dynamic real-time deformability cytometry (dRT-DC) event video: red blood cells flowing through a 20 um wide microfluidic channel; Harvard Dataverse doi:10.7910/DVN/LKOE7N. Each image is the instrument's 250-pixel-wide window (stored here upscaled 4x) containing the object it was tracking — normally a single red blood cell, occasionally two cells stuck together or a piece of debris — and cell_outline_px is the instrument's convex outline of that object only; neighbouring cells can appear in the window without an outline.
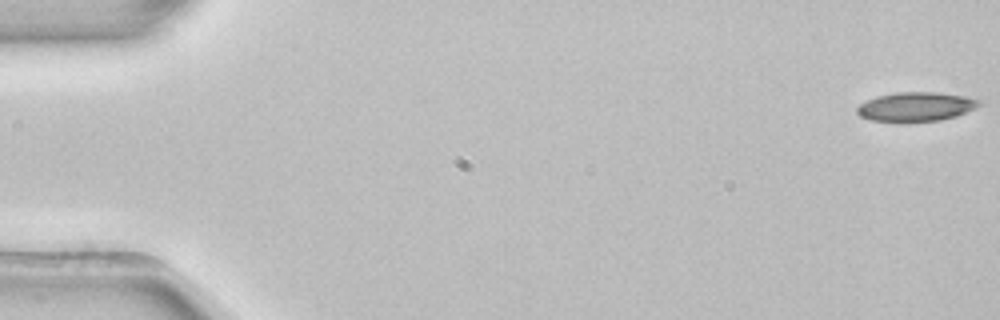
{"species": "common noctule bat (a hibernating species)", "species_latin": "Nyctalus noctula", "temperature_condition": "room temperature", "stored_images_in_passage": 53, "camera_frame_rate_fps": 3000, "um_per_image_px": 0.085, "animal": {"sex": "female", "body_mass_g": 22.7, "forearm_length_mm": 54.2}, "frame": {"image": 1, "passage_image": 1, "time_ms": 0.0, "image_size_px": [1000, 320], "cell_outline_px": [[984, 104], [976, 108], [956, 116], [940, 120], [900, 124], [872, 120], [860, 116], [856, 112], [856, 108], [860, 104], [876, 96], [896, 92], [936, 92], [964, 96], [984, 100]], "centroid_in_image_um": [77.87, 9.09], "position_along_channel_um": 7.1, "area_um2": 21.44}}
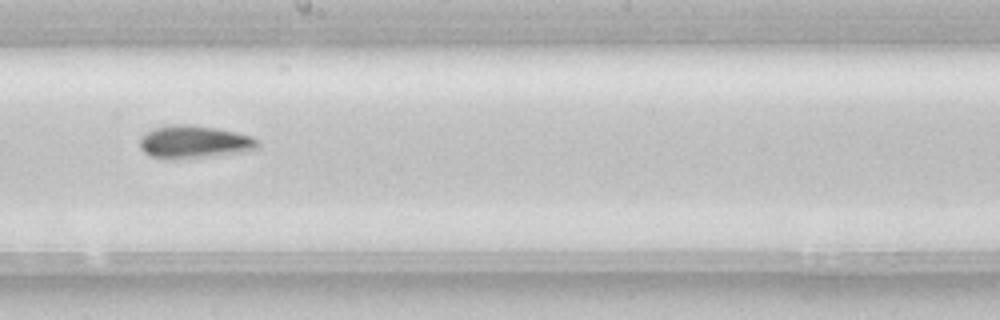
{"frame": {"image": 2, "passage_image": 30, "time_ms": 9.667, "image_size_px": [1000, 320], "cell_outline_px": [[260, 144], [256, 148], [244, 152], [172, 160], [164, 160], [152, 156], [144, 152], [140, 148], [140, 136], [156, 128], [172, 124], [192, 124], [216, 128], [252, 136]], "centroid_in_image_um": [16.47, 12.07], "position_along_channel_um": 231.7, "area_um2": 22.54}}
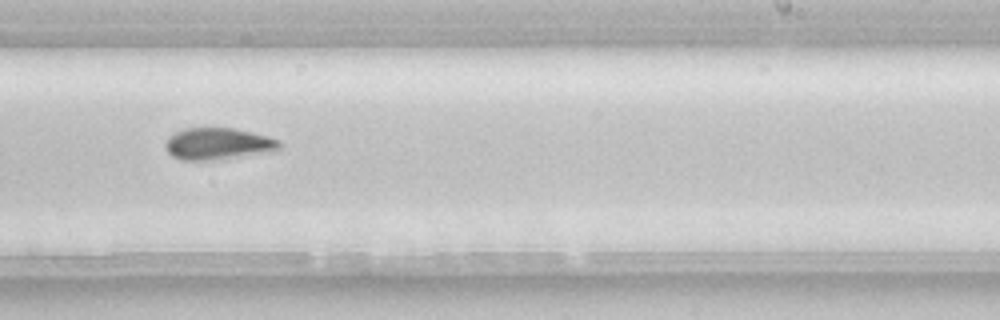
{"frame": {"image": 3, "passage_image": 33, "time_ms": 10.667, "image_size_px": [1000, 320], "cell_outline_px": [[280, 148], [272, 152], [212, 160], [184, 160], [172, 156], [164, 148], [164, 144], [168, 136], [184, 128], [232, 128], [252, 132], [268, 136], [280, 140]], "centroid_in_image_um": [18.52, 12.22], "position_along_channel_um": 270.5, "area_um2": 21.21}, "authors_computed_cell_mechanics": {"area_um2": 21.2704, "velocity_mm_per_s": 3.9133, "shape_relaxation_time_tau1_ms": 9.4269, "shape_relaxation_time_tau2_ms": null, "deformation_change_tau1": 0.1828, "deformation_change_tau2": null}}